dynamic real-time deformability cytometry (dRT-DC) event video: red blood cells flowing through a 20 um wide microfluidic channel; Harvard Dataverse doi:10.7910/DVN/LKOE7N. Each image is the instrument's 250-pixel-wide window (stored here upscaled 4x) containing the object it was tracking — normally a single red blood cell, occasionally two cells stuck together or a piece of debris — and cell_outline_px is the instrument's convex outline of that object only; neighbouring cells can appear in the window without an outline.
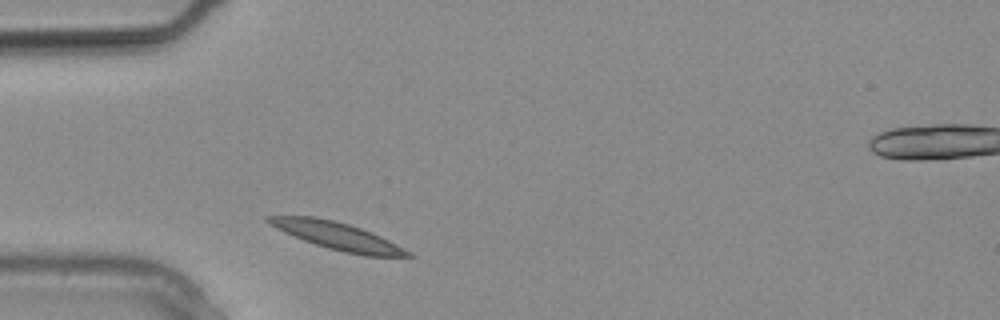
{"species": "common noctule bat (a hibernating species)", "species_latin": "Nyctalus noctula", "temperature_condition": "warm", "stored_images_in_passage": 5, "camera_frame_rate_fps": 3000, "um_per_image_px": 0.085, "animal": {"sex": "male", "body_mass_g": 20.4}, "frame": {"image": 1, "passage_image": 1, "time_ms": 0.0, "image_size_px": [1000, 320], "cell_outline_px": [[416, 256], [364, 256], [344, 252], [328, 248], [304, 240], [284, 232], [268, 224], [264, 220], [264, 216], [316, 216], [348, 224], [372, 232], [412, 252]], "centroid_in_image_um": [28.65, 20.05], "position_along_channel_um": 56.3, "area_um2": 22.14}}